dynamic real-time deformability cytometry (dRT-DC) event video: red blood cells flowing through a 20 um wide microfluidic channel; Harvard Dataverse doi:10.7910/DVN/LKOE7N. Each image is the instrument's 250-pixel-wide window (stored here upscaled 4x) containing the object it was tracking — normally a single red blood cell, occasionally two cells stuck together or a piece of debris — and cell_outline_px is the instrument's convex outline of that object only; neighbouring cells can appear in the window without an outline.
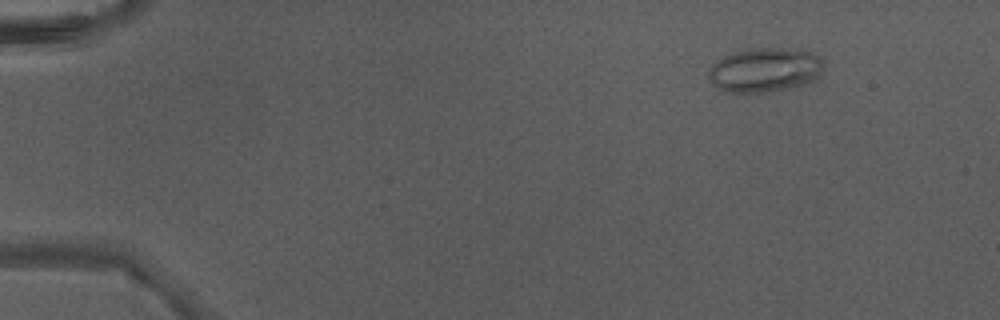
{"species": "Egyptian fruit bat (a non-hibernating species)", "species_latin": "Rousettus aegyptiacus", "temperature_condition": "warm", "stored_images_in_passage": 4, "camera_frame_rate_fps": 3000, "um_per_image_px": 0.085, "animal": {"sex": "male"}, "frame": {"image": 1, "passage_image": 1, "time_ms": 0.0, "image_size_px": [1000, 320], "cell_outline_px": [[820, 68], [812, 80], [796, 88], [764, 92], [732, 92], [716, 88], [712, 84], [708, 76], [708, 68], [716, 60], [732, 52], [756, 48], [780, 48], [812, 52], [820, 60]], "centroid_in_image_um": [64.91, 5.95], "position_along_channel_um": 20.1, "area_um2": 29.3}}